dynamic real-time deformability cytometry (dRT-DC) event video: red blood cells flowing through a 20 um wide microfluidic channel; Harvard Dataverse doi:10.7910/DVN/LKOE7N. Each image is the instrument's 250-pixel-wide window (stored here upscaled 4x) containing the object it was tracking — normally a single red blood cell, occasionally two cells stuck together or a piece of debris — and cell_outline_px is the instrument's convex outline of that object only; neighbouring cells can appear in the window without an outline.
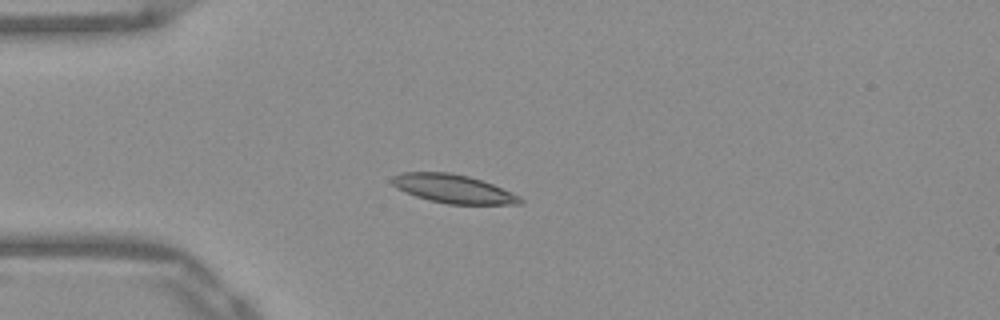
{"species": "Egyptian fruit bat (a non-hibernating species)", "species_latin": "Rousettus aegyptiacus", "temperature_condition": "warm", "stored_images_in_passage": 39, "camera_frame_rate_fps": 3000, "um_per_image_px": 0.085, "frame": {"image": 1, "passage_image": 1, "time_ms": 0.0, "image_size_px": [1000, 320], "cell_outline_px": [[524, 200], [520, 204], [448, 204], [428, 200], [416, 196], [396, 188], [388, 180], [392, 176], [404, 172], [448, 172], [468, 176], [492, 184], [520, 196]], "centroid_in_image_um": [38.48, 16.04], "position_along_channel_um": 46.5, "area_um2": 21.27}}
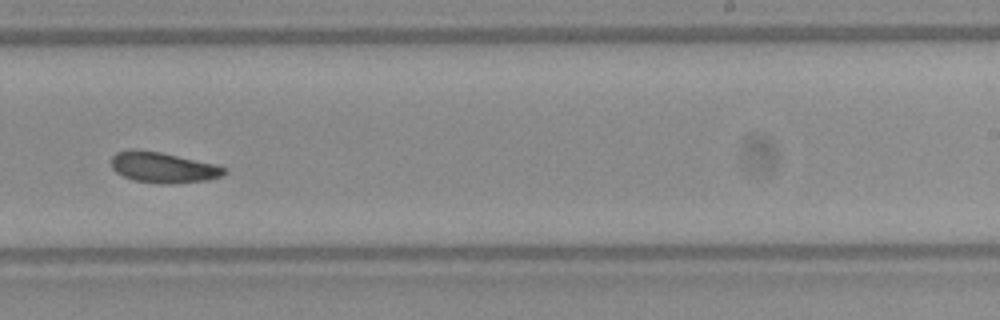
{"frame": {"image": 2, "passage_image": 20, "time_ms": 6.333, "image_size_px": [1000, 320], "cell_outline_px": [[228, 172], [220, 176], [208, 180], [172, 184], [160, 184], [136, 180], [124, 176], [116, 172], [112, 168], [112, 156], [116, 152], [160, 152], [216, 164], [224, 168]], "centroid_in_image_um": [13.93, 14.27], "position_along_channel_um": 275.1, "area_um2": 19.54}}
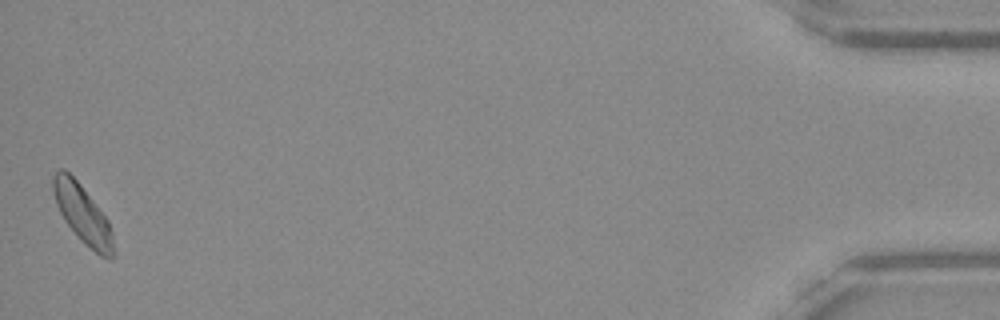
{"frame": {"image": 3, "passage_image": 39, "time_ms": 12.667, "image_size_px": [1000, 320], "cell_outline_px": [[116, 252], [112, 260], [108, 260], [100, 256], [84, 244], [80, 240], [64, 220], [56, 204], [52, 188], [52, 176], [60, 168], [64, 168], [80, 184], [108, 220], [112, 232]], "centroid_in_image_um": [7.05, 18.25], "position_along_channel_um": 428.2, "area_um2": 20.69}, "authors_computed_cell_mechanics": {"area_um2": 20.1144, "velocity_mm_per_s": 3.8768, "shape_relaxation_time_tau1_ms": null, "shape_relaxation_time_tau2_ms": 4.4922, "deformation_change_tau1": null, "deformation_change_tau2": 0.091}}